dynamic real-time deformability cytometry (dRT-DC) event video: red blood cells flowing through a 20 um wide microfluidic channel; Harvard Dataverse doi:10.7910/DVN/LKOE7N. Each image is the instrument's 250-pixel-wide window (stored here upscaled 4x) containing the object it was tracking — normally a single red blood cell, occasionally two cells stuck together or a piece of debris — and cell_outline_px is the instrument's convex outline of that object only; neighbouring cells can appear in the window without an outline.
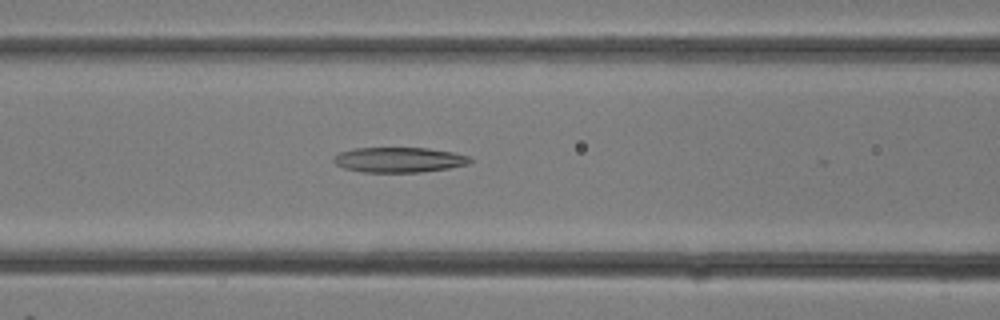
{"species": "common noctule bat (a hibernating species)", "species_latin": "Nyctalus noctula", "temperature_condition": "room temperature", "stored_images_in_passage": 27, "camera_frame_rate_fps": 3000, "um_per_image_px": 0.085, "animal": {"sex": "female"}, "frame": {"image": 1, "passage_image": 11, "time_ms": 3.333, "image_size_px": [1000, 320], "cell_outline_px": [[472, 160], [468, 164], [448, 168], [420, 172], [364, 172], [344, 168], [336, 164], [332, 160], [332, 156], [340, 152], [356, 148], [428, 148], [452, 152], [468, 156]], "centroid_in_image_um": [33.88, 13.58], "position_along_channel_um": 132.7, "area_um2": 19.88}}
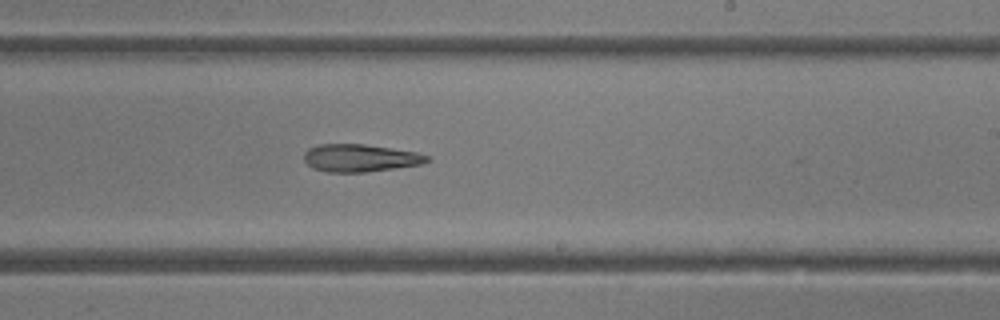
{"frame": {"image": 2, "passage_image": 16, "time_ms": 5.0, "image_size_px": [1000, 320], "cell_outline_px": [[432, 160], [420, 164], [364, 172], [328, 172], [312, 168], [304, 160], [304, 152], [308, 148], [316, 144], [364, 144], [416, 152], [428, 156]], "centroid_in_image_um": [30.56, 13.42], "position_along_channel_um": 258.4, "area_um2": 19.65}}
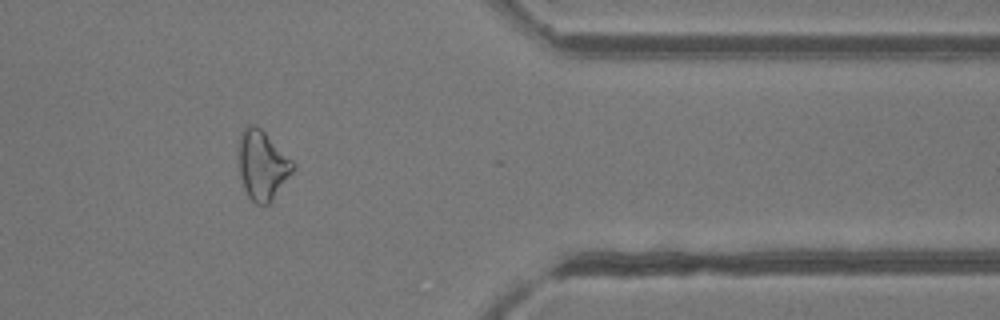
{"frame": {"image": 3, "passage_image": 22, "time_ms": 7.0, "image_size_px": [1000, 320], "cell_outline_px": [[296, 164], [292, 172], [268, 204], [256, 204], [248, 196], [244, 188], [240, 176], [240, 132], [248, 124], [256, 124]], "centroid_in_image_um": [22.29, 14.02], "position_along_channel_um": 389.1, "area_um2": 21.33}}